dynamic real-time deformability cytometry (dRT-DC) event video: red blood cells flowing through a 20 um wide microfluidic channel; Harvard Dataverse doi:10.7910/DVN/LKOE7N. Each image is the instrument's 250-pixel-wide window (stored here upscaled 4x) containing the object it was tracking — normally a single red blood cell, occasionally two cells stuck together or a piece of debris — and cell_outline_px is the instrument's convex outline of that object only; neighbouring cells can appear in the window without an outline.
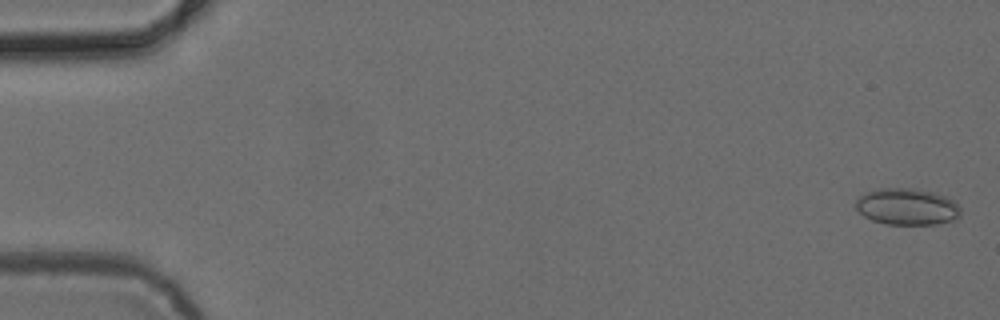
{"species": "common noctule bat (a hibernating species)", "species_latin": "Nyctalus noctula", "temperature_condition": "cold", "stored_images_in_passage": 54, "camera_frame_rate_fps": 3000, "um_per_image_px": 0.085, "animal": {"sex": "female", "body_mass_g": 24.6, "forearm_length_mm": 56.2}, "frame": {"image": 1, "passage_image": 2, "time_ms": 0.333, "image_size_px": [1000, 320], "cell_outline_px": [[960, 216], [956, 220], [936, 224], [884, 224], [872, 220], [864, 216], [856, 208], [856, 200], [860, 196], [876, 188], [912, 188], [936, 192], [952, 200], [960, 208]], "centroid_in_image_um": [77.11, 17.57], "position_along_channel_um": 7.9, "area_um2": 22.43}}
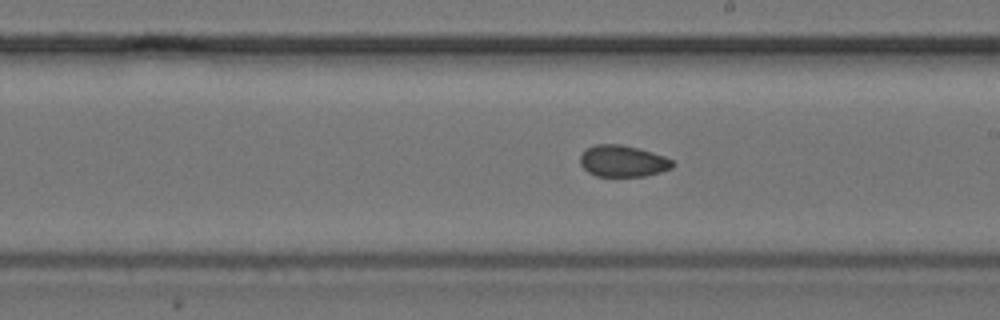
{"frame": {"image": 2, "passage_image": 31, "time_ms": 10.0, "image_size_px": [1000, 320], "cell_outline_px": [[676, 164], [672, 168], [660, 172], [644, 176], [596, 176], [588, 172], [580, 164], [580, 156], [588, 148], [596, 144], [620, 144], [652, 152], [664, 156], [672, 160]], "centroid_in_image_um": [52.95, 13.7], "position_along_channel_um": 236.0, "area_um2": 16.88}}
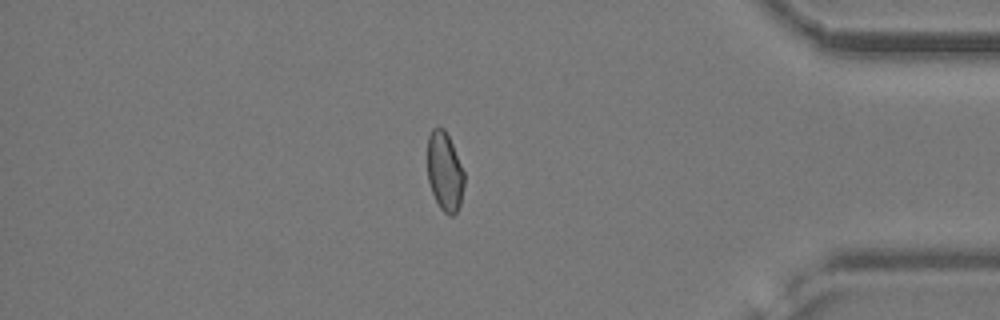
{"frame": {"image": 3, "passage_image": 46, "time_ms": 15.0, "image_size_px": [1000, 320], "cell_outline_px": [[464, 184], [460, 204], [456, 212], [452, 216], [448, 216], [440, 208], [432, 192], [428, 180], [428, 136], [432, 128], [440, 124], [444, 128], [452, 144], [464, 172]], "centroid_in_image_um": [37.79, 14.56], "position_along_channel_um": 397.4, "area_um2": 16.94}, "authors_computed_cell_mechanics": {"area_um2": 17.7735, "velocity_mm_per_s": 3.8789, "shape_relaxation_time_tau1_ms": null, "shape_relaxation_time_tau2_ms": 4.3709, "deformation_change_tau1": null, "deformation_change_tau2": 0.0611}}